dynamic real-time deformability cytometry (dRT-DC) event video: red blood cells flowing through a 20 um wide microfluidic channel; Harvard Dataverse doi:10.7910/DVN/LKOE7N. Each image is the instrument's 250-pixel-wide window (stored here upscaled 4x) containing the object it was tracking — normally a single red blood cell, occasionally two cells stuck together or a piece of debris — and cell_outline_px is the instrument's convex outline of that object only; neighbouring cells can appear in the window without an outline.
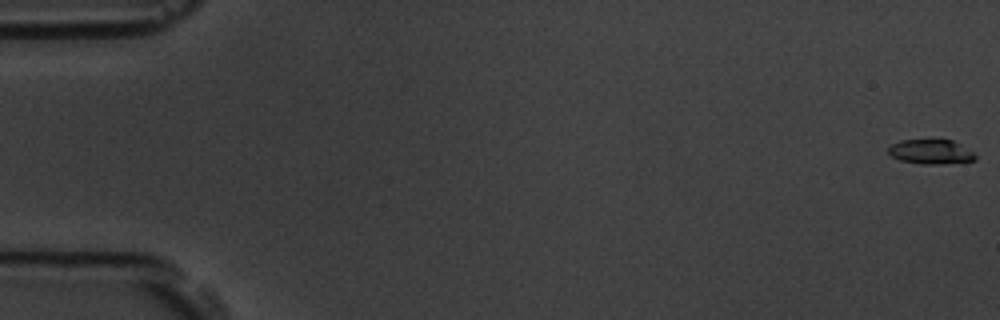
{"species": "common noctule bat (a hibernating species)", "species_latin": "Nyctalus noctula", "temperature_condition": "room temperature", "stored_images_in_passage": 5, "camera_frame_rate_fps": 3000, "um_per_image_px": 0.085, "animal": {"sex": "male", "body_mass_g": 19.5, "forearm_length_mm": 54.6}, "frame": {"image": 1, "passage_image": 1, "time_ms": 0.0, "image_size_px": [1000, 320], "cell_outline_px": [[976, 160], [936, 164], [920, 164], [900, 160], [892, 156], [888, 152], [888, 148], [892, 144], [900, 140], [952, 140], [972, 152], [976, 156]], "centroid_in_image_um": [79.08, 12.9], "position_along_channel_um": 5.9, "area_um2": 12.2}}
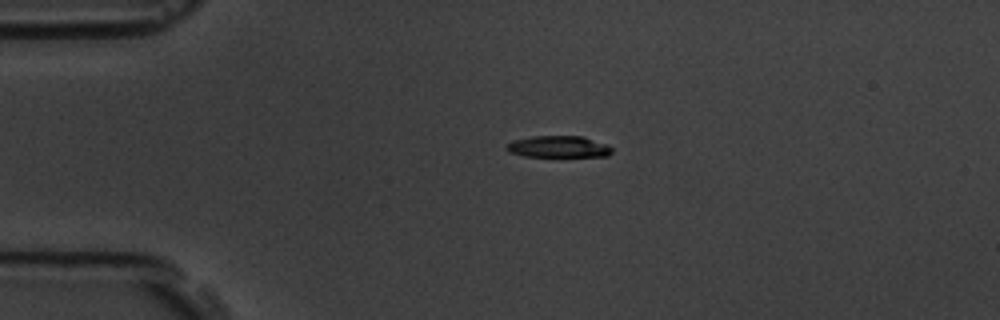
{"frame": {"image": 2, "passage_image": 4, "time_ms": 1.0, "image_size_px": [1000, 320], "cell_outline_px": [[612, 152], [608, 156], [524, 156], [508, 152], [504, 148], [512, 140], [532, 136], [584, 136], [608, 144], [612, 148]], "centroid_in_image_um": [47.47, 12.46], "position_along_channel_um": 37.5, "area_um2": 13.41}}